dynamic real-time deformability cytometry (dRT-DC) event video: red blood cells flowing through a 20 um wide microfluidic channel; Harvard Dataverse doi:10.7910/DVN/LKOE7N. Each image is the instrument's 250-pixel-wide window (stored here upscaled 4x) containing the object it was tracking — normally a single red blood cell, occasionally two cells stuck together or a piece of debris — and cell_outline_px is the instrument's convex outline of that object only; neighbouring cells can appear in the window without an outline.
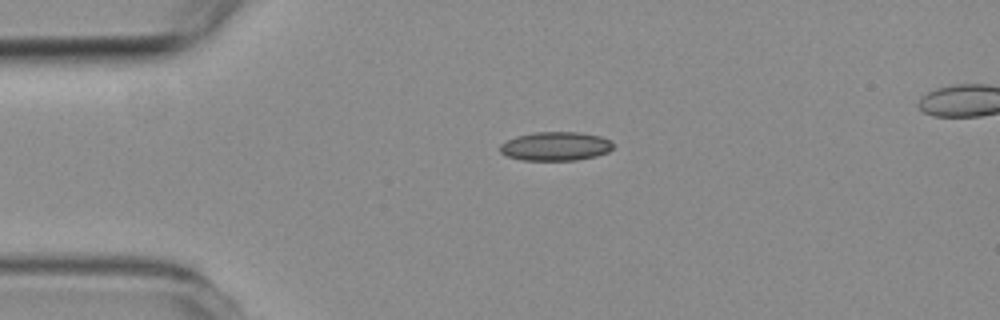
{"species": "common noctule bat (a hibernating species)", "species_latin": "Nyctalus noctula", "temperature_condition": "room temperature", "stored_images_in_passage": 3, "camera_frame_rate_fps": 3000, "um_per_image_px": 0.085, "animal": {"sex": "female", "body_mass_g": 19.3, "forearm_length_mm": 54.1}, "frame": {"image": 1, "passage_image": 1, "time_ms": 0.0, "image_size_px": [1000, 320], "cell_outline_px": [[612, 148], [608, 152], [596, 156], [576, 160], [520, 160], [508, 156], [500, 152], [500, 144], [504, 140], [516, 136], [536, 132], [580, 132], [600, 136], [612, 140]], "centroid_in_image_um": [47.21, 12.42], "position_along_channel_um": 37.8, "area_um2": 19.13}}